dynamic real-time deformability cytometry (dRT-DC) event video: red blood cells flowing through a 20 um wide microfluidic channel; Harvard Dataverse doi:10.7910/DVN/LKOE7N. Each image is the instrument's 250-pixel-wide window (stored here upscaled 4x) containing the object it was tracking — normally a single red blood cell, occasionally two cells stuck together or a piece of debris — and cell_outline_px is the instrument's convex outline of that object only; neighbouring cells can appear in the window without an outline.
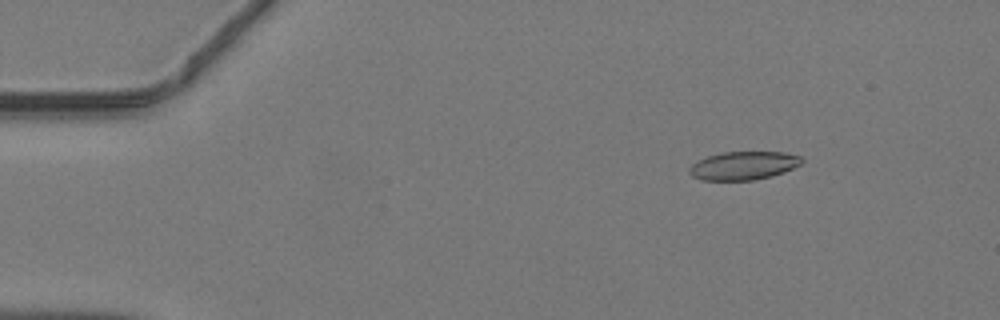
{"species": "common noctule bat (a hibernating species)", "species_latin": "Nyctalus noctula", "temperature_condition": "warm", "stored_images_in_passage": 44, "camera_frame_rate_fps": 3000, "um_per_image_px": 0.085, "animal": {"sex": "male", "body_mass_g": 19.2, "forearm_length_mm": 51.8}, "frame": {"image": 1, "passage_image": 7, "time_ms": 2.0, "image_size_px": [1000, 320], "cell_outline_px": [[804, 160], [800, 164], [784, 172], [772, 176], [752, 180], [700, 180], [692, 176], [688, 172], [688, 168], [692, 164], [708, 156], [720, 152], [784, 152], [800, 156]], "centroid_in_image_um": [63.18, 14.08], "position_along_channel_um": 21.8, "area_um2": 18.55}}
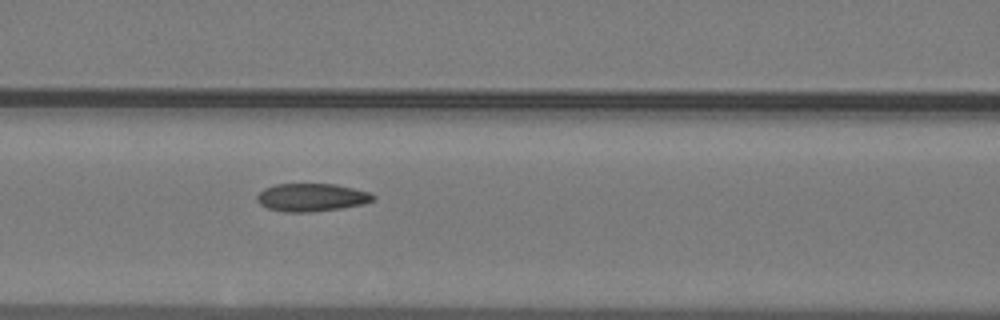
{"frame": {"image": 2, "passage_image": 21, "time_ms": 6.667, "image_size_px": [1000, 320], "cell_outline_px": [[376, 196], [372, 200], [364, 204], [340, 208], [312, 212], [284, 212], [268, 208], [260, 204], [256, 200], [256, 196], [264, 188], [276, 184], [336, 184], [368, 192]], "centroid_in_image_um": [26.45, 16.78], "position_along_channel_um": 140.1, "area_um2": 18.84}}
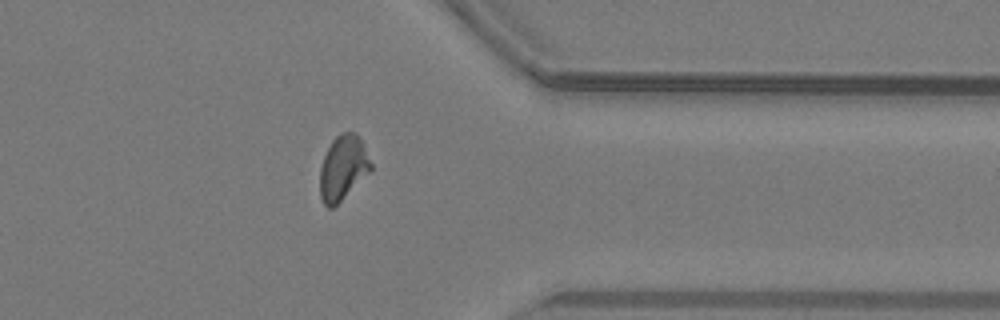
{"frame": {"image": 3, "passage_image": 38, "time_ms": 12.333, "image_size_px": [1000, 320], "cell_outline_px": [[372, 168], [332, 208], [328, 208], [324, 204], [320, 196], [320, 168], [324, 156], [332, 140], [340, 132], [356, 132], [364, 144], [372, 164]], "centroid_in_image_um": [29.14, 14.21], "position_along_channel_um": 382.3, "area_um2": 18.84}}